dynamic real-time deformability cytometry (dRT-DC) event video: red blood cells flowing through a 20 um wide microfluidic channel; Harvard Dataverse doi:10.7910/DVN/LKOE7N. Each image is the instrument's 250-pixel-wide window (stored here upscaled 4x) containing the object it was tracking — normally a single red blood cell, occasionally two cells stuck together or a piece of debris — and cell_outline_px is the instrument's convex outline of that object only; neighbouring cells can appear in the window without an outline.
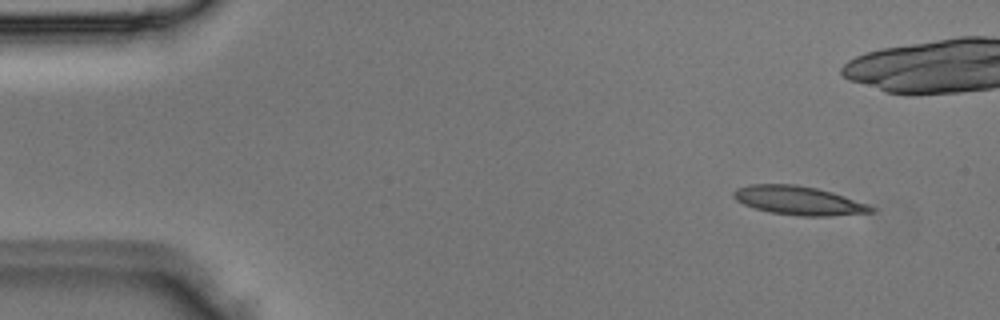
{"species": "Egyptian fruit bat (a non-hibernating species)", "species_latin": "Rousettus aegyptiacus", "temperature_condition": "room temperature", "stored_images_in_passage": 4, "segment_of_instrument_passage": [2, 2], "camera_frame_rate_fps": 3000, "um_per_image_px": 0.085, "animal": {"sex": "male"}, "frame": {"image": 1, "passage_image": 4, "time_ms": 1.0, "image_size_px": [1000, 320], "cell_outline_px": [[876, 208], [872, 212], [828, 216], [800, 216], [772, 212], [756, 208], [744, 204], [736, 200], [732, 196], [732, 192], [736, 188], [748, 184], [796, 184], [816, 188], [832, 192], [844, 196]], "centroid_in_image_um": [67.83, 17.03], "position_along_channel_um": 17.2, "area_um2": 22.83}}